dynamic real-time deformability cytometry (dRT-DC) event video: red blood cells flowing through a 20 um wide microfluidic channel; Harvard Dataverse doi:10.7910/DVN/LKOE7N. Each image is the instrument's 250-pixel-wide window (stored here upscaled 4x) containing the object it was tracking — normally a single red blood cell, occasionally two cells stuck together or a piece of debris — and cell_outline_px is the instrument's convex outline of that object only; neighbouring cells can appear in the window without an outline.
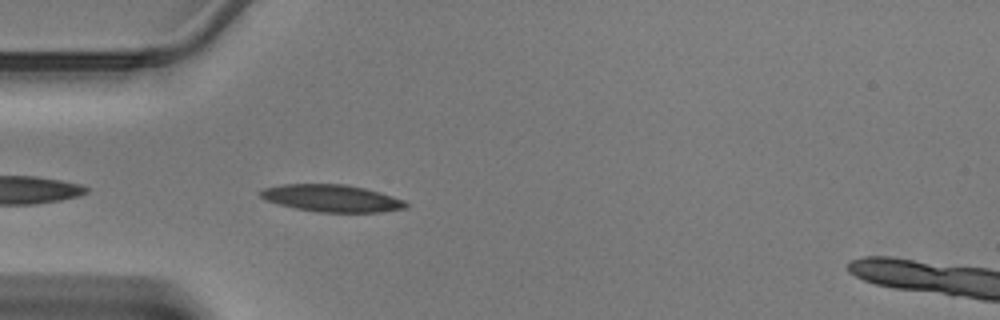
{"species": "Egyptian fruit bat (a non-hibernating species)", "species_latin": "Rousettus aegyptiacus", "temperature_condition": "warm", "stored_images_in_passage": 22, "camera_frame_rate_fps": 3000, "um_per_image_px": 0.085, "animal": {"sex": "male"}, "frame": {"image": 1, "passage_image": 2, "time_ms": 0.333, "image_size_px": [1000, 320], "cell_outline_px": [[408, 208], [380, 212], [320, 212], [296, 208], [264, 200], [260, 196], [260, 192], [264, 188], [280, 184], [344, 184], [364, 188], [380, 192], [404, 200], [408, 204]], "centroid_in_image_um": [28.21, 16.85], "position_along_channel_um": 56.8, "area_um2": 22.95}}
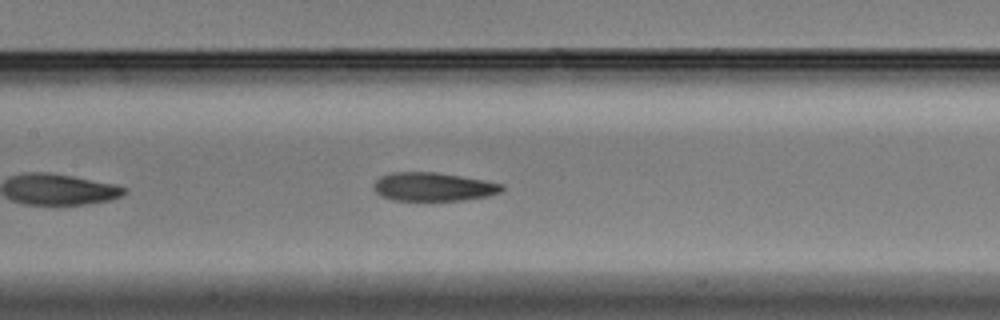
{"frame": {"image": 2, "passage_image": 10, "time_ms": 3.0, "image_size_px": [1000, 320], "cell_outline_px": [[504, 188], [500, 192], [488, 196], [464, 200], [392, 200], [380, 196], [376, 192], [372, 184], [380, 176], [392, 172], [436, 172], [484, 180], [504, 184]], "centroid_in_image_um": [36.81, 15.87], "position_along_channel_um": 170.6, "area_um2": 21.39}}
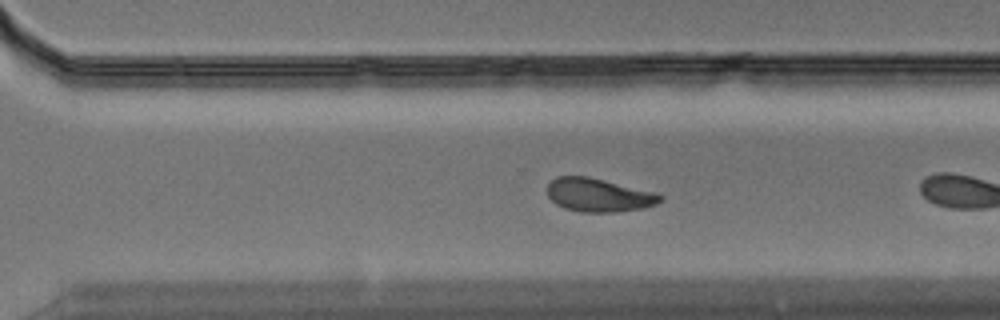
{"frame": {"image": 3, "passage_image": 18, "time_ms": 5.667, "image_size_px": [1000, 320], "cell_outline_px": [[664, 200], [656, 204], [644, 208], [616, 212], [580, 212], [564, 208], [556, 204], [548, 196], [548, 184], [556, 176], [588, 176], [656, 192], [664, 196]], "centroid_in_image_um": [50.92, 16.58], "position_along_channel_um": 319.7, "area_um2": 22.2}}